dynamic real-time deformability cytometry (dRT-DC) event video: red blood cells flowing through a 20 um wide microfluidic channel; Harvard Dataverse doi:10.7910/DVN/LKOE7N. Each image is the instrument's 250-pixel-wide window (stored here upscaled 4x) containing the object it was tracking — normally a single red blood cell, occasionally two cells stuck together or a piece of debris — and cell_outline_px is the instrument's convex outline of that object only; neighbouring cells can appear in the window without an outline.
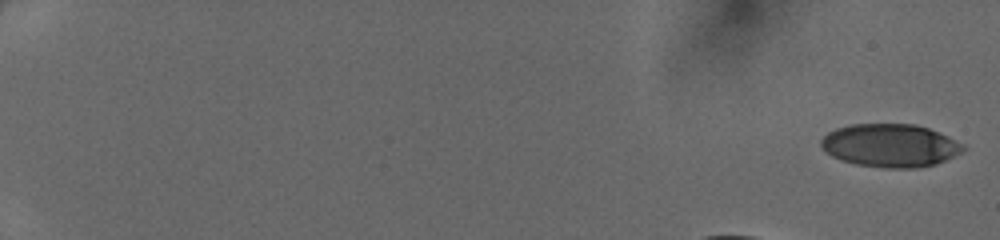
{"species": "human", "species_latin": "Homo sapiens", "temperature_condition": "cold", "stored_images_in_passage": 41, "camera_frame_rate_fps": 3000, "um_per_image_px": 0.085, "donor": {"sex": "female"}, "frame": {"image": 1, "passage_image": 1, "time_ms": 0.0, "image_size_px": [1000, 240], "cell_outline_px": [[968, 148], [936, 164], [916, 168], [884, 168], [856, 164], [840, 160], [832, 156], [820, 144], [820, 140], [828, 132], [836, 128], [852, 124], [916, 124], [928, 128], [948, 136], [964, 144]], "centroid_in_image_um": [75.67, 12.36], "position_along_channel_um": 9.3, "area_um2": 35.66}}
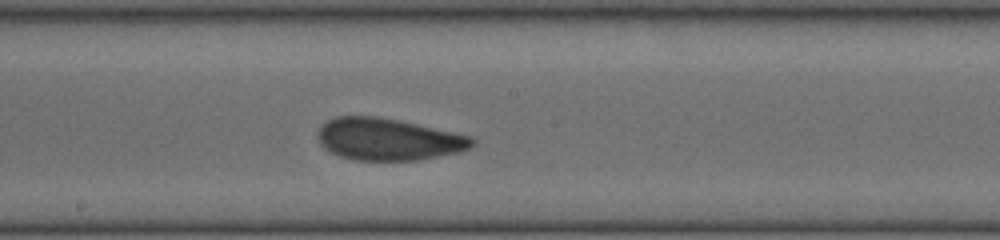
{"frame": {"image": 2, "passage_image": 26, "time_ms": 8.333, "image_size_px": [1000, 240], "cell_outline_px": [[476, 144], [460, 152], [420, 160], [352, 160], [340, 156], [324, 148], [320, 144], [316, 136], [316, 132], [320, 124], [336, 116], [376, 116], [400, 120], [452, 132], [468, 136], [476, 140]], "centroid_in_image_um": [32.95, 11.84], "position_along_channel_um": 215.2, "area_um2": 37.97}}
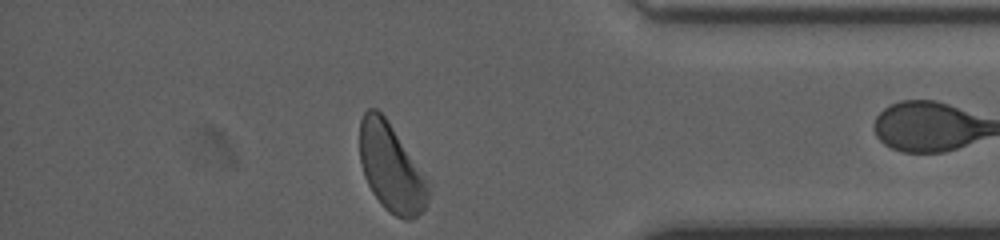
{"frame": {"image": 3, "passage_image": 40, "time_ms": 13.0, "image_size_px": [1000, 240], "cell_outline_px": [[432, 192], [424, 208], [412, 220], [404, 220], [388, 212], [380, 204], [372, 192], [364, 176], [360, 164], [360, 120], [364, 112], [368, 108], [376, 108], [384, 116], [432, 180]], "centroid_in_image_um": [33.31, 14.29], "position_along_channel_um": 401.9, "area_um2": 36.24}}